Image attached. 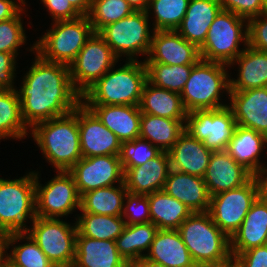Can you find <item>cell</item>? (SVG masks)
I'll return each mask as SVG.
<instances>
[{
    "mask_svg": "<svg viewBox=\"0 0 267 267\" xmlns=\"http://www.w3.org/2000/svg\"><path fill=\"white\" fill-rule=\"evenodd\" d=\"M151 222L158 229L177 230L193 212L185 204L163 190L147 194Z\"/></svg>",
    "mask_w": 267,
    "mask_h": 267,
    "instance_id": "obj_33",
    "label": "cell"
},
{
    "mask_svg": "<svg viewBox=\"0 0 267 267\" xmlns=\"http://www.w3.org/2000/svg\"><path fill=\"white\" fill-rule=\"evenodd\" d=\"M80 213L74 219L77 232L82 236L97 240L116 241L125 227V221L121 216Z\"/></svg>",
    "mask_w": 267,
    "mask_h": 267,
    "instance_id": "obj_37",
    "label": "cell"
},
{
    "mask_svg": "<svg viewBox=\"0 0 267 267\" xmlns=\"http://www.w3.org/2000/svg\"><path fill=\"white\" fill-rule=\"evenodd\" d=\"M134 11H147L150 0H125Z\"/></svg>",
    "mask_w": 267,
    "mask_h": 267,
    "instance_id": "obj_51",
    "label": "cell"
},
{
    "mask_svg": "<svg viewBox=\"0 0 267 267\" xmlns=\"http://www.w3.org/2000/svg\"><path fill=\"white\" fill-rule=\"evenodd\" d=\"M228 101L238 126L267 136V87L230 90Z\"/></svg>",
    "mask_w": 267,
    "mask_h": 267,
    "instance_id": "obj_18",
    "label": "cell"
},
{
    "mask_svg": "<svg viewBox=\"0 0 267 267\" xmlns=\"http://www.w3.org/2000/svg\"><path fill=\"white\" fill-rule=\"evenodd\" d=\"M26 6L13 18L0 21V52L12 53L19 56V48L26 44L27 37L23 26V17H21L25 15L24 12H27Z\"/></svg>",
    "mask_w": 267,
    "mask_h": 267,
    "instance_id": "obj_41",
    "label": "cell"
},
{
    "mask_svg": "<svg viewBox=\"0 0 267 267\" xmlns=\"http://www.w3.org/2000/svg\"><path fill=\"white\" fill-rule=\"evenodd\" d=\"M121 143L139 138V105H86Z\"/></svg>",
    "mask_w": 267,
    "mask_h": 267,
    "instance_id": "obj_25",
    "label": "cell"
},
{
    "mask_svg": "<svg viewBox=\"0 0 267 267\" xmlns=\"http://www.w3.org/2000/svg\"><path fill=\"white\" fill-rule=\"evenodd\" d=\"M254 175L225 151H213L203 177L210 196L246 184Z\"/></svg>",
    "mask_w": 267,
    "mask_h": 267,
    "instance_id": "obj_19",
    "label": "cell"
},
{
    "mask_svg": "<svg viewBox=\"0 0 267 267\" xmlns=\"http://www.w3.org/2000/svg\"><path fill=\"white\" fill-rule=\"evenodd\" d=\"M47 32L35 40V53L42 59L69 66L94 33L87 16L51 23Z\"/></svg>",
    "mask_w": 267,
    "mask_h": 267,
    "instance_id": "obj_7",
    "label": "cell"
},
{
    "mask_svg": "<svg viewBox=\"0 0 267 267\" xmlns=\"http://www.w3.org/2000/svg\"><path fill=\"white\" fill-rule=\"evenodd\" d=\"M73 264L77 267H131L119 254L116 241L92 239L78 232Z\"/></svg>",
    "mask_w": 267,
    "mask_h": 267,
    "instance_id": "obj_27",
    "label": "cell"
},
{
    "mask_svg": "<svg viewBox=\"0 0 267 267\" xmlns=\"http://www.w3.org/2000/svg\"><path fill=\"white\" fill-rule=\"evenodd\" d=\"M9 249L10 253H8ZM5 257L17 267H57L27 232L12 233L6 236Z\"/></svg>",
    "mask_w": 267,
    "mask_h": 267,
    "instance_id": "obj_36",
    "label": "cell"
},
{
    "mask_svg": "<svg viewBox=\"0 0 267 267\" xmlns=\"http://www.w3.org/2000/svg\"><path fill=\"white\" fill-rule=\"evenodd\" d=\"M114 65L83 95L85 105H139L147 81L145 61H125Z\"/></svg>",
    "mask_w": 267,
    "mask_h": 267,
    "instance_id": "obj_4",
    "label": "cell"
},
{
    "mask_svg": "<svg viewBox=\"0 0 267 267\" xmlns=\"http://www.w3.org/2000/svg\"><path fill=\"white\" fill-rule=\"evenodd\" d=\"M26 0H0V21L13 18L26 4Z\"/></svg>",
    "mask_w": 267,
    "mask_h": 267,
    "instance_id": "obj_49",
    "label": "cell"
},
{
    "mask_svg": "<svg viewBox=\"0 0 267 267\" xmlns=\"http://www.w3.org/2000/svg\"><path fill=\"white\" fill-rule=\"evenodd\" d=\"M123 171L128 192L147 195L161 191L170 171V157L168 152L161 151L145 164L123 168Z\"/></svg>",
    "mask_w": 267,
    "mask_h": 267,
    "instance_id": "obj_22",
    "label": "cell"
},
{
    "mask_svg": "<svg viewBox=\"0 0 267 267\" xmlns=\"http://www.w3.org/2000/svg\"><path fill=\"white\" fill-rule=\"evenodd\" d=\"M158 230L152 222L125 225L122 233L116 238L119 254L130 266H134L149 251Z\"/></svg>",
    "mask_w": 267,
    "mask_h": 267,
    "instance_id": "obj_32",
    "label": "cell"
},
{
    "mask_svg": "<svg viewBox=\"0 0 267 267\" xmlns=\"http://www.w3.org/2000/svg\"><path fill=\"white\" fill-rule=\"evenodd\" d=\"M35 218V170L18 179L0 177V232H27L28 219Z\"/></svg>",
    "mask_w": 267,
    "mask_h": 267,
    "instance_id": "obj_6",
    "label": "cell"
},
{
    "mask_svg": "<svg viewBox=\"0 0 267 267\" xmlns=\"http://www.w3.org/2000/svg\"><path fill=\"white\" fill-rule=\"evenodd\" d=\"M161 151L149 141L136 138L121 143L120 160L123 168H132L143 165L156 157Z\"/></svg>",
    "mask_w": 267,
    "mask_h": 267,
    "instance_id": "obj_42",
    "label": "cell"
},
{
    "mask_svg": "<svg viewBox=\"0 0 267 267\" xmlns=\"http://www.w3.org/2000/svg\"><path fill=\"white\" fill-rule=\"evenodd\" d=\"M71 6L81 15L87 16L91 6V0H67Z\"/></svg>",
    "mask_w": 267,
    "mask_h": 267,
    "instance_id": "obj_50",
    "label": "cell"
},
{
    "mask_svg": "<svg viewBox=\"0 0 267 267\" xmlns=\"http://www.w3.org/2000/svg\"><path fill=\"white\" fill-rule=\"evenodd\" d=\"M142 260L167 267H198L182 241L178 230L159 229Z\"/></svg>",
    "mask_w": 267,
    "mask_h": 267,
    "instance_id": "obj_26",
    "label": "cell"
},
{
    "mask_svg": "<svg viewBox=\"0 0 267 267\" xmlns=\"http://www.w3.org/2000/svg\"><path fill=\"white\" fill-rule=\"evenodd\" d=\"M233 262L238 267H267V244L238 254Z\"/></svg>",
    "mask_w": 267,
    "mask_h": 267,
    "instance_id": "obj_48",
    "label": "cell"
},
{
    "mask_svg": "<svg viewBox=\"0 0 267 267\" xmlns=\"http://www.w3.org/2000/svg\"><path fill=\"white\" fill-rule=\"evenodd\" d=\"M35 171L36 216L67 218L80 210V195L73 176L68 171H57L51 180L41 184V174ZM40 179V180H39Z\"/></svg>",
    "mask_w": 267,
    "mask_h": 267,
    "instance_id": "obj_12",
    "label": "cell"
},
{
    "mask_svg": "<svg viewBox=\"0 0 267 267\" xmlns=\"http://www.w3.org/2000/svg\"><path fill=\"white\" fill-rule=\"evenodd\" d=\"M64 267H77L74 264L68 265V266H64Z\"/></svg>",
    "mask_w": 267,
    "mask_h": 267,
    "instance_id": "obj_57",
    "label": "cell"
},
{
    "mask_svg": "<svg viewBox=\"0 0 267 267\" xmlns=\"http://www.w3.org/2000/svg\"><path fill=\"white\" fill-rule=\"evenodd\" d=\"M149 18L146 11H133L125 18L106 25L98 34L120 61L122 56L126 61H138V56L147 58L150 51L154 30Z\"/></svg>",
    "mask_w": 267,
    "mask_h": 267,
    "instance_id": "obj_9",
    "label": "cell"
},
{
    "mask_svg": "<svg viewBox=\"0 0 267 267\" xmlns=\"http://www.w3.org/2000/svg\"><path fill=\"white\" fill-rule=\"evenodd\" d=\"M147 80L154 86L181 94L194 65H167L145 62Z\"/></svg>",
    "mask_w": 267,
    "mask_h": 267,
    "instance_id": "obj_38",
    "label": "cell"
},
{
    "mask_svg": "<svg viewBox=\"0 0 267 267\" xmlns=\"http://www.w3.org/2000/svg\"><path fill=\"white\" fill-rule=\"evenodd\" d=\"M265 244H267V202L260 195L252 204L239 229L230 238L232 258Z\"/></svg>",
    "mask_w": 267,
    "mask_h": 267,
    "instance_id": "obj_21",
    "label": "cell"
},
{
    "mask_svg": "<svg viewBox=\"0 0 267 267\" xmlns=\"http://www.w3.org/2000/svg\"><path fill=\"white\" fill-rule=\"evenodd\" d=\"M186 120L169 119L141 113L139 137L160 151L168 152L185 131Z\"/></svg>",
    "mask_w": 267,
    "mask_h": 267,
    "instance_id": "obj_31",
    "label": "cell"
},
{
    "mask_svg": "<svg viewBox=\"0 0 267 267\" xmlns=\"http://www.w3.org/2000/svg\"><path fill=\"white\" fill-rule=\"evenodd\" d=\"M265 149H267V136L237 125L226 151L254 176L262 177L267 175V165L264 164L266 162L261 161Z\"/></svg>",
    "mask_w": 267,
    "mask_h": 267,
    "instance_id": "obj_20",
    "label": "cell"
},
{
    "mask_svg": "<svg viewBox=\"0 0 267 267\" xmlns=\"http://www.w3.org/2000/svg\"><path fill=\"white\" fill-rule=\"evenodd\" d=\"M121 217L125 225L151 222L148 196L127 192Z\"/></svg>",
    "mask_w": 267,
    "mask_h": 267,
    "instance_id": "obj_43",
    "label": "cell"
},
{
    "mask_svg": "<svg viewBox=\"0 0 267 267\" xmlns=\"http://www.w3.org/2000/svg\"><path fill=\"white\" fill-rule=\"evenodd\" d=\"M29 134L56 171H69L82 158L78 106L67 115L36 124Z\"/></svg>",
    "mask_w": 267,
    "mask_h": 267,
    "instance_id": "obj_2",
    "label": "cell"
},
{
    "mask_svg": "<svg viewBox=\"0 0 267 267\" xmlns=\"http://www.w3.org/2000/svg\"><path fill=\"white\" fill-rule=\"evenodd\" d=\"M212 152V150L204 146L202 141L184 131L168 151L170 169L203 178Z\"/></svg>",
    "mask_w": 267,
    "mask_h": 267,
    "instance_id": "obj_24",
    "label": "cell"
},
{
    "mask_svg": "<svg viewBox=\"0 0 267 267\" xmlns=\"http://www.w3.org/2000/svg\"><path fill=\"white\" fill-rule=\"evenodd\" d=\"M17 56L12 53L0 52V89H16L15 80Z\"/></svg>",
    "mask_w": 267,
    "mask_h": 267,
    "instance_id": "obj_46",
    "label": "cell"
},
{
    "mask_svg": "<svg viewBox=\"0 0 267 267\" xmlns=\"http://www.w3.org/2000/svg\"><path fill=\"white\" fill-rule=\"evenodd\" d=\"M248 46L267 52V13L248 20Z\"/></svg>",
    "mask_w": 267,
    "mask_h": 267,
    "instance_id": "obj_45",
    "label": "cell"
},
{
    "mask_svg": "<svg viewBox=\"0 0 267 267\" xmlns=\"http://www.w3.org/2000/svg\"><path fill=\"white\" fill-rule=\"evenodd\" d=\"M163 191L185 204L194 212H208L210 194L204 179L170 169Z\"/></svg>",
    "mask_w": 267,
    "mask_h": 267,
    "instance_id": "obj_23",
    "label": "cell"
},
{
    "mask_svg": "<svg viewBox=\"0 0 267 267\" xmlns=\"http://www.w3.org/2000/svg\"><path fill=\"white\" fill-rule=\"evenodd\" d=\"M6 234L0 232V265L6 254Z\"/></svg>",
    "mask_w": 267,
    "mask_h": 267,
    "instance_id": "obj_52",
    "label": "cell"
},
{
    "mask_svg": "<svg viewBox=\"0 0 267 267\" xmlns=\"http://www.w3.org/2000/svg\"><path fill=\"white\" fill-rule=\"evenodd\" d=\"M226 267H238L233 261L226 265Z\"/></svg>",
    "mask_w": 267,
    "mask_h": 267,
    "instance_id": "obj_56",
    "label": "cell"
},
{
    "mask_svg": "<svg viewBox=\"0 0 267 267\" xmlns=\"http://www.w3.org/2000/svg\"><path fill=\"white\" fill-rule=\"evenodd\" d=\"M260 195L267 202V175L260 177Z\"/></svg>",
    "mask_w": 267,
    "mask_h": 267,
    "instance_id": "obj_53",
    "label": "cell"
},
{
    "mask_svg": "<svg viewBox=\"0 0 267 267\" xmlns=\"http://www.w3.org/2000/svg\"><path fill=\"white\" fill-rule=\"evenodd\" d=\"M78 126L82 157L120 155L117 136L82 102L78 105Z\"/></svg>",
    "mask_w": 267,
    "mask_h": 267,
    "instance_id": "obj_16",
    "label": "cell"
},
{
    "mask_svg": "<svg viewBox=\"0 0 267 267\" xmlns=\"http://www.w3.org/2000/svg\"><path fill=\"white\" fill-rule=\"evenodd\" d=\"M27 51H33L35 58L16 91L22 118L32 129L40 122L74 111L82 102V96L72 85L69 66L42 59L35 53V43L30 44Z\"/></svg>",
    "mask_w": 267,
    "mask_h": 267,
    "instance_id": "obj_1",
    "label": "cell"
},
{
    "mask_svg": "<svg viewBox=\"0 0 267 267\" xmlns=\"http://www.w3.org/2000/svg\"><path fill=\"white\" fill-rule=\"evenodd\" d=\"M200 59L199 48L184 39L176 30H159L153 32L149 54L143 61L195 65Z\"/></svg>",
    "mask_w": 267,
    "mask_h": 267,
    "instance_id": "obj_17",
    "label": "cell"
},
{
    "mask_svg": "<svg viewBox=\"0 0 267 267\" xmlns=\"http://www.w3.org/2000/svg\"><path fill=\"white\" fill-rule=\"evenodd\" d=\"M30 226L27 233L55 266L64 267L74 263L76 222L69 223L63 221V218L36 216Z\"/></svg>",
    "mask_w": 267,
    "mask_h": 267,
    "instance_id": "obj_10",
    "label": "cell"
},
{
    "mask_svg": "<svg viewBox=\"0 0 267 267\" xmlns=\"http://www.w3.org/2000/svg\"><path fill=\"white\" fill-rule=\"evenodd\" d=\"M118 61L105 40L98 33H93L69 65L74 89L82 96Z\"/></svg>",
    "mask_w": 267,
    "mask_h": 267,
    "instance_id": "obj_13",
    "label": "cell"
},
{
    "mask_svg": "<svg viewBox=\"0 0 267 267\" xmlns=\"http://www.w3.org/2000/svg\"><path fill=\"white\" fill-rule=\"evenodd\" d=\"M127 192L125 184L89 191L81 196L79 211L99 215L122 216Z\"/></svg>",
    "mask_w": 267,
    "mask_h": 267,
    "instance_id": "obj_34",
    "label": "cell"
},
{
    "mask_svg": "<svg viewBox=\"0 0 267 267\" xmlns=\"http://www.w3.org/2000/svg\"><path fill=\"white\" fill-rule=\"evenodd\" d=\"M80 197L89 191L124 184L120 156L82 157L69 171Z\"/></svg>",
    "mask_w": 267,
    "mask_h": 267,
    "instance_id": "obj_15",
    "label": "cell"
},
{
    "mask_svg": "<svg viewBox=\"0 0 267 267\" xmlns=\"http://www.w3.org/2000/svg\"><path fill=\"white\" fill-rule=\"evenodd\" d=\"M222 10L219 0H189L186 14L176 31L200 48L215 17Z\"/></svg>",
    "mask_w": 267,
    "mask_h": 267,
    "instance_id": "obj_28",
    "label": "cell"
},
{
    "mask_svg": "<svg viewBox=\"0 0 267 267\" xmlns=\"http://www.w3.org/2000/svg\"><path fill=\"white\" fill-rule=\"evenodd\" d=\"M49 16L52 17V22L59 20H73L79 18L81 15L71 6L67 0H40Z\"/></svg>",
    "mask_w": 267,
    "mask_h": 267,
    "instance_id": "obj_47",
    "label": "cell"
},
{
    "mask_svg": "<svg viewBox=\"0 0 267 267\" xmlns=\"http://www.w3.org/2000/svg\"><path fill=\"white\" fill-rule=\"evenodd\" d=\"M198 267H224L233 261L230 238L208 212H194L177 229Z\"/></svg>",
    "mask_w": 267,
    "mask_h": 267,
    "instance_id": "obj_3",
    "label": "cell"
},
{
    "mask_svg": "<svg viewBox=\"0 0 267 267\" xmlns=\"http://www.w3.org/2000/svg\"><path fill=\"white\" fill-rule=\"evenodd\" d=\"M134 267H167V266L148 260H140L134 265Z\"/></svg>",
    "mask_w": 267,
    "mask_h": 267,
    "instance_id": "obj_54",
    "label": "cell"
},
{
    "mask_svg": "<svg viewBox=\"0 0 267 267\" xmlns=\"http://www.w3.org/2000/svg\"><path fill=\"white\" fill-rule=\"evenodd\" d=\"M222 10L231 11L247 21L267 13V4L263 0H219Z\"/></svg>",
    "mask_w": 267,
    "mask_h": 267,
    "instance_id": "obj_44",
    "label": "cell"
},
{
    "mask_svg": "<svg viewBox=\"0 0 267 267\" xmlns=\"http://www.w3.org/2000/svg\"><path fill=\"white\" fill-rule=\"evenodd\" d=\"M133 11L125 0H91L87 17L94 33H98L106 25L125 18Z\"/></svg>",
    "mask_w": 267,
    "mask_h": 267,
    "instance_id": "obj_40",
    "label": "cell"
},
{
    "mask_svg": "<svg viewBox=\"0 0 267 267\" xmlns=\"http://www.w3.org/2000/svg\"><path fill=\"white\" fill-rule=\"evenodd\" d=\"M229 65L200 59L192 68L181 92V100L187 113L195 110H213L228 106L223 93L229 97Z\"/></svg>",
    "mask_w": 267,
    "mask_h": 267,
    "instance_id": "obj_5",
    "label": "cell"
},
{
    "mask_svg": "<svg viewBox=\"0 0 267 267\" xmlns=\"http://www.w3.org/2000/svg\"><path fill=\"white\" fill-rule=\"evenodd\" d=\"M237 64V79L230 78V90L244 91L267 87V52L247 45L229 67Z\"/></svg>",
    "mask_w": 267,
    "mask_h": 267,
    "instance_id": "obj_29",
    "label": "cell"
},
{
    "mask_svg": "<svg viewBox=\"0 0 267 267\" xmlns=\"http://www.w3.org/2000/svg\"><path fill=\"white\" fill-rule=\"evenodd\" d=\"M30 129L21 114V102L16 89H0V140L29 138Z\"/></svg>",
    "mask_w": 267,
    "mask_h": 267,
    "instance_id": "obj_35",
    "label": "cell"
},
{
    "mask_svg": "<svg viewBox=\"0 0 267 267\" xmlns=\"http://www.w3.org/2000/svg\"><path fill=\"white\" fill-rule=\"evenodd\" d=\"M188 4L189 0H150L146 12L149 17L153 16L150 18L154 20L153 30H176L182 23Z\"/></svg>",
    "mask_w": 267,
    "mask_h": 267,
    "instance_id": "obj_39",
    "label": "cell"
},
{
    "mask_svg": "<svg viewBox=\"0 0 267 267\" xmlns=\"http://www.w3.org/2000/svg\"><path fill=\"white\" fill-rule=\"evenodd\" d=\"M139 109L141 113L169 119L186 120L187 117L180 94L156 87L148 80L143 86Z\"/></svg>",
    "mask_w": 267,
    "mask_h": 267,
    "instance_id": "obj_30",
    "label": "cell"
},
{
    "mask_svg": "<svg viewBox=\"0 0 267 267\" xmlns=\"http://www.w3.org/2000/svg\"><path fill=\"white\" fill-rule=\"evenodd\" d=\"M259 196L260 177L253 176L240 187L211 196L208 213L213 222L231 238Z\"/></svg>",
    "mask_w": 267,
    "mask_h": 267,
    "instance_id": "obj_11",
    "label": "cell"
},
{
    "mask_svg": "<svg viewBox=\"0 0 267 267\" xmlns=\"http://www.w3.org/2000/svg\"><path fill=\"white\" fill-rule=\"evenodd\" d=\"M0 267H17L13 263H11L6 257L3 259Z\"/></svg>",
    "mask_w": 267,
    "mask_h": 267,
    "instance_id": "obj_55",
    "label": "cell"
},
{
    "mask_svg": "<svg viewBox=\"0 0 267 267\" xmlns=\"http://www.w3.org/2000/svg\"><path fill=\"white\" fill-rule=\"evenodd\" d=\"M248 21L231 11L221 10L199 48L205 61L230 65L248 44ZM243 44L242 48L239 47Z\"/></svg>",
    "mask_w": 267,
    "mask_h": 267,
    "instance_id": "obj_8",
    "label": "cell"
},
{
    "mask_svg": "<svg viewBox=\"0 0 267 267\" xmlns=\"http://www.w3.org/2000/svg\"><path fill=\"white\" fill-rule=\"evenodd\" d=\"M237 123L229 106L187 113L185 131L212 151H225Z\"/></svg>",
    "mask_w": 267,
    "mask_h": 267,
    "instance_id": "obj_14",
    "label": "cell"
}]
</instances>
